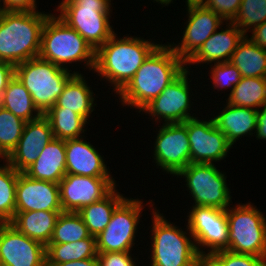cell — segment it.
Listing matches in <instances>:
<instances>
[{
	"mask_svg": "<svg viewBox=\"0 0 266 266\" xmlns=\"http://www.w3.org/2000/svg\"><path fill=\"white\" fill-rule=\"evenodd\" d=\"M45 11H5L0 16V61L16 66L39 56Z\"/></svg>",
	"mask_w": 266,
	"mask_h": 266,
	"instance_id": "3",
	"label": "cell"
},
{
	"mask_svg": "<svg viewBox=\"0 0 266 266\" xmlns=\"http://www.w3.org/2000/svg\"><path fill=\"white\" fill-rule=\"evenodd\" d=\"M153 143V161L164 173L175 176L190 164L187 121L158 126Z\"/></svg>",
	"mask_w": 266,
	"mask_h": 266,
	"instance_id": "13",
	"label": "cell"
},
{
	"mask_svg": "<svg viewBox=\"0 0 266 266\" xmlns=\"http://www.w3.org/2000/svg\"><path fill=\"white\" fill-rule=\"evenodd\" d=\"M144 205L142 199L126 197L115 208L109 224L96 237L97 253L132 252L134 250Z\"/></svg>",
	"mask_w": 266,
	"mask_h": 266,
	"instance_id": "10",
	"label": "cell"
},
{
	"mask_svg": "<svg viewBox=\"0 0 266 266\" xmlns=\"http://www.w3.org/2000/svg\"><path fill=\"white\" fill-rule=\"evenodd\" d=\"M53 138L50 123L44 115L28 121L16 148L5 161L16 171L23 173L36 161L43 148Z\"/></svg>",
	"mask_w": 266,
	"mask_h": 266,
	"instance_id": "19",
	"label": "cell"
},
{
	"mask_svg": "<svg viewBox=\"0 0 266 266\" xmlns=\"http://www.w3.org/2000/svg\"><path fill=\"white\" fill-rule=\"evenodd\" d=\"M185 69L186 63L176 56L169 42L161 43L117 94L119 102L140 113Z\"/></svg>",
	"mask_w": 266,
	"mask_h": 266,
	"instance_id": "1",
	"label": "cell"
},
{
	"mask_svg": "<svg viewBox=\"0 0 266 266\" xmlns=\"http://www.w3.org/2000/svg\"><path fill=\"white\" fill-rule=\"evenodd\" d=\"M132 252H105L97 253L98 266H138ZM133 255V258H132Z\"/></svg>",
	"mask_w": 266,
	"mask_h": 266,
	"instance_id": "39",
	"label": "cell"
},
{
	"mask_svg": "<svg viewBox=\"0 0 266 266\" xmlns=\"http://www.w3.org/2000/svg\"><path fill=\"white\" fill-rule=\"evenodd\" d=\"M154 203L150 200L145 205L150 204L149 209L153 210L151 254L148 256L149 259L151 257L150 266H203L204 258L199 254L188 226L185 225L187 230H184L168 221L163 213L153 207Z\"/></svg>",
	"mask_w": 266,
	"mask_h": 266,
	"instance_id": "4",
	"label": "cell"
},
{
	"mask_svg": "<svg viewBox=\"0 0 266 266\" xmlns=\"http://www.w3.org/2000/svg\"><path fill=\"white\" fill-rule=\"evenodd\" d=\"M190 73V70L185 69L159 96L147 104L141 113L148 114L155 124L159 122L160 126L161 123H183L188 119L195 118L197 115L191 111L194 108L191 98L195 94L191 90L192 79L188 78ZM192 106L193 108H191Z\"/></svg>",
	"mask_w": 266,
	"mask_h": 266,
	"instance_id": "11",
	"label": "cell"
},
{
	"mask_svg": "<svg viewBox=\"0 0 266 266\" xmlns=\"http://www.w3.org/2000/svg\"><path fill=\"white\" fill-rule=\"evenodd\" d=\"M203 266H266V258L219 250L207 255Z\"/></svg>",
	"mask_w": 266,
	"mask_h": 266,
	"instance_id": "36",
	"label": "cell"
},
{
	"mask_svg": "<svg viewBox=\"0 0 266 266\" xmlns=\"http://www.w3.org/2000/svg\"><path fill=\"white\" fill-rule=\"evenodd\" d=\"M201 0H186L185 4L187 3H200Z\"/></svg>",
	"mask_w": 266,
	"mask_h": 266,
	"instance_id": "47",
	"label": "cell"
},
{
	"mask_svg": "<svg viewBox=\"0 0 266 266\" xmlns=\"http://www.w3.org/2000/svg\"><path fill=\"white\" fill-rule=\"evenodd\" d=\"M117 186L103 199L82 207L81 216L91 236L97 237L109 224L115 208L126 198Z\"/></svg>",
	"mask_w": 266,
	"mask_h": 266,
	"instance_id": "26",
	"label": "cell"
},
{
	"mask_svg": "<svg viewBox=\"0 0 266 266\" xmlns=\"http://www.w3.org/2000/svg\"><path fill=\"white\" fill-rule=\"evenodd\" d=\"M44 116L50 123L54 138L77 139L84 137L87 132L86 124L88 125L89 122L73 111L64 110V108H50Z\"/></svg>",
	"mask_w": 266,
	"mask_h": 266,
	"instance_id": "29",
	"label": "cell"
},
{
	"mask_svg": "<svg viewBox=\"0 0 266 266\" xmlns=\"http://www.w3.org/2000/svg\"><path fill=\"white\" fill-rule=\"evenodd\" d=\"M226 103L258 110L266 104V78L242 77L239 83L227 95Z\"/></svg>",
	"mask_w": 266,
	"mask_h": 266,
	"instance_id": "30",
	"label": "cell"
},
{
	"mask_svg": "<svg viewBox=\"0 0 266 266\" xmlns=\"http://www.w3.org/2000/svg\"><path fill=\"white\" fill-rule=\"evenodd\" d=\"M229 62L240 71L242 77L266 78V50L255 44L249 36H244L237 44Z\"/></svg>",
	"mask_w": 266,
	"mask_h": 266,
	"instance_id": "27",
	"label": "cell"
},
{
	"mask_svg": "<svg viewBox=\"0 0 266 266\" xmlns=\"http://www.w3.org/2000/svg\"><path fill=\"white\" fill-rule=\"evenodd\" d=\"M225 104L222 111L216 116L214 114L212 118L216 127L226 135L227 141L233 146L242 136L243 138L254 136L257 127V110Z\"/></svg>",
	"mask_w": 266,
	"mask_h": 266,
	"instance_id": "22",
	"label": "cell"
},
{
	"mask_svg": "<svg viewBox=\"0 0 266 266\" xmlns=\"http://www.w3.org/2000/svg\"><path fill=\"white\" fill-rule=\"evenodd\" d=\"M0 164V223H10L15 216L16 183L19 172L5 160Z\"/></svg>",
	"mask_w": 266,
	"mask_h": 266,
	"instance_id": "33",
	"label": "cell"
},
{
	"mask_svg": "<svg viewBox=\"0 0 266 266\" xmlns=\"http://www.w3.org/2000/svg\"><path fill=\"white\" fill-rule=\"evenodd\" d=\"M56 14L52 13L44 23L39 57L67 70L70 64L81 62L93 73L96 51Z\"/></svg>",
	"mask_w": 266,
	"mask_h": 266,
	"instance_id": "5",
	"label": "cell"
},
{
	"mask_svg": "<svg viewBox=\"0 0 266 266\" xmlns=\"http://www.w3.org/2000/svg\"><path fill=\"white\" fill-rule=\"evenodd\" d=\"M242 0H201L200 3L219 15L225 22L236 17Z\"/></svg>",
	"mask_w": 266,
	"mask_h": 266,
	"instance_id": "38",
	"label": "cell"
},
{
	"mask_svg": "<svg viewBox=\"0 0 266 266\" xmlns=\"http://www.w3.org/2000/svg\"><path fill=\"white\" fill-rule=\"evenodd\" d=\"M0 266H47L46 246L0 223Z\"/></svg>",
	"mask_w": 266,
	"mask_h": 266,
	"instance_id": "17",
	"label": "cell"
},
{
	"mask_svg": "<svg viewBox=\"0 0 266 266\" xmlns=\"http://www.w3.org/2000/svg\"><path fill=\"white\" fill-rule=\"evenodd\" d=\"M190 209L186 224L199 254L205 258L213 252L226 250L228 248L226 210L206 206H191Z\"/></svg>",
	"mask_w": 266,
	"mask_h": 266,
	"instance_id": "12",
	"label": "cell"
},
{
	"mask_svg": "<svg viewBox=\"0 0 266 266\" xmlns=\"http://www.w3.org/2000/svg\"><path fill=\"white\" fill-rule=\"evenodd\" d=\"M23 173L35 180L59 184L66 175L65 140L53 138Z\"/></svg>",
	"mask_w": 266,
	"mask_h": 266,
	"instance_id": "23",
	"label": "cell"
},
{
	"mask_svg": "<svg viewBox=\"0 0 266 266\" xmlns=\"http://www.w3.org/2000/svg\"><path fill=\"white\" fill-rule=\"evenodd\" d=\"M51 211L63 212L59 184L35 180L19 173L16 183L15 212Z\"/></svg>",
	"mask_w": 266,
	"mask_h": 266,
	"instance_id": "18",
	"label": "cell"
},
{
	"mask_svg": "<svg viewBox=\"0 0 266 266\" xmlns=\"http://www.w3.org/2000/svg\"><path fill=\"white\" fill-rule=\"evenodd\" d=\"M209 66L211 68L208 73L211 77L209 82H212V88L217 89L218 92L230 89L231 93L242 78L240 71L230 62L215 63Z\"/></svg>",
	"mask_w": 266,
	"mask_h": 266,
	"instance_id": "37",
	"label": "cell"
},
{
	"mask_svg": "<svg viewBox=\"0 0 266 266\" xmlns=\"http://www.w3.org/2000/svg\"><path fill=\"white\" fill-rule=\"evenodd\" d=\"M116 186L114 178L66 174L59 181L62 210L78 212L82 207L106 197Z\"/></svg>",
	"mask_w": 266,
	"mask_h": 266,
	"instance_id": "16",
	"label": "cell"
},
{
	"mask_svg": "<svg viewBox=\"0 0 266 266\" xmlns=\"http://www.w3.org/2000/svg\"><path fill=\"white\" fill-rule=\"evenodd\" d=\"M5 11H28L37 10L36 0H1Z\"/></svg>",
	"mask_w": 266,
	"mask_h": 266,
	"instance_id": "40",
	"label": "cell"
},
{
	"mask_svg": "<svg viewBox=\"0 0 266 266\" xmlns=\"http://www.w3.org/2000/svg\"><path fill=\"white\" fill-rule=\"evenodd\" d=\"M0 106L26 122L35 120L42 115L35 107L29 91L16 76L8 82L3 92Z\"/></svg>",
	"mask_w": 266,
	"mask_h": 266,
	"instance_id": "28",
	"label": "cell"
},
{
	"mask_svg": "<svg viewBox=\"0 0 266 266\" xmlns=\"http://www.w3.org/2000/svg\"><path fill=\"white\" fill-rule=\"evenodd\" d=\"M216 30L199 48V50L186 62V69L192 70L191 65L201 67L203 64L229 62L231 55L236 50L237 44L245 36L241 29L232 22Z\"/></svg>",
	"mask_w": 266,
	"mask_h": 266,
	"instance_id": "21",
	"label": "cell"
},
{
	"mask_svg": "<svg viewBox=\"0 0 266 266\" xmlns=\"http://www.w3.org/2000/svg\"><path fill=\"white\" fill-rule=\"evenodd\" d=\"M187 20L179 43H169L176 56L185 63L202 44L226 23L219 15L201 3H187Z\"/></svg>",
	"mask_w": 266,
	"mask_h": 266,
	"instance_id": "14",
	"label": "cell"
},
{
	"mask_svg": "<svg viewBox=\"0 0 266 266\" xmlns=\"http://www.w3.org/2000/svg\"><path fill=\"white\" fill-rule=\"evenodd\" d=\"M60 213L51 211L15 212L10 224L27 237L47 246Z\"/></svg>",
	"mask_w": 266,
	"mask_h": 266,
	"instance_id": "25",
	"label": "cell"
},
{
	"mask_svg": "<svg viewBox=\"0 0 266 266\" xmlns=\"http://www.w3.org/2000/svg\"><path fill=\"white\" fill-rule=\"evenodd\" d=\"M90 236L77 212H61L56 220L49 244H64L83 240Z\"/></svg>",
	"mask_w": 266,
	"mask_h": 266,
	"instance_id": "32",
	"label": "cell"
},
{
	"mask_svg": "<svg viewBox=\"0 0 266 266\" xmlns=\"http://www.w3.org/2000/svg\"><path fill=\"white\" fill-rule=\"evenodd\" d=\"M26 121L0 106V162L16 148Z\"/></svg>",
	"mask_w": 266,
	"mask_h": 266,
	"instance_id": "34",
	"label": "cell"
},
{
	"mask_svg": "<svg viewBox=\"0 0 266 266\" xmlns=\"http://www.w3.org/2000/svg\"><path fill=\"white\" fill-rule=\"evenodd\" d=\"M215 164L190 163L181 169L177 178L185 179L187 189L193 199L192 206L215 207L226 210L231 206V189L227 176Z\"/></svg>",
	"mask_w": 266,
	"mask_h": 266,
	"instance_id": "9",
	"label": "cell"
},
{
	"mask_svg": "<svg viewBox=\"0 0 266 266\" xmlns=\"http://www.w3.org/2000/svg\"><path fill=\"white\" fill-rule=\"evenodd\" d=\"M83 73L75 74L66 84L63 92L58 97L56 104L51 108H64L83 116L88 122L95 110L97 103L96 93L83 76ZM96 97V98H95ZM95 102V103H94Z\"/></svg>",
	"mask_w": 266,
	"mask_h": 266,
	"instance_id": "24",
	"label": "cell"
},
{
	"mask_svg": "<svg viewBox=\"0 0 266 266\" xmlns=\"http://www.w3.org/2000/svg\"><path fill=\"white\" fill-rule=\"evenodd\" d=\"M228 248L237 254L266 258V216L251 202L226 209Z\"/></svg>",
	"mask_w": 266,
	"mask_h": 266,
	"instance_id": "8",
	"label": "cell"
},
{
	"mask_svg": "<svg viewBox=\"0 0 266 266\" xmlns=\"http://www.w3.org/2000/svg\"><path fill=\"white\" fill-rule=\"evenodd\" d=\"M86 137L65 140L66 174L95 178H113L109 166Z\"/></svg>",
	"mask_w": 266,
	"mask_h": 266,
	"instance_id": "20",
	"label": "cell"
},
{
	"mask_svg": "<svg viewBox=\"0 0 266 266\" xmlns=\"http://www.w3.org/2000/svg\"><path fill=\"white\" fill-rule=\"evenodd\" d=\"M5 12L2 1L0 0V16Z\"/></svg>",
	"mask_w": 266,
	"mask_h": 266,
	"instance_id": "46",
	"label": "cell"
},
{
	"mask_svg": "<svg viewBox=\"0 0 266 266\" xmlns=\"http://www.w3.org/2000/svg\"><path fill=\"white\" fill-rule=\"evenodd\" d=\"M255 137L257 140H266V104L257 110V127Z\"/></svg>",
	"mask_w": 266,
	"mask_h": 266,
	"instance_id": "42",
	"label": "cell"
},
{
	"mask_svg": "<svg viewBox=\"0 0 266 266\" xmlns=\"http://www.w3.org/2000/svg\"><path fill=\"white\" fill-rule=\"evenodd\" d=\"M114 33L95 52L94 73L109 83L117 95L133 78L148 56L160 45L137 36L119 38ZM151 40V41H150ZM105 79V80H104Z\"/></svg>",
	"mask_w": 266,
	"mask_h": 266,
	"instance_id": "2",
	"label": "cell"
},
{
	"mask_svg": "<svg viewBox=\"0 0 266 266\" xmlns=\"http://www.w3.org/2000/svg\"><path fill=\"white\" fill-rule=\"evenodd\" d=\"M249 38L259 47L266 50V21L250 32Z\"/></svg>",
	"mask_w": 266,
	"mask_h": 266,
	"instance_id": "43",
	"label": "cell"
},
{
	"mask_svg": "<svg viewBox=\"0 0 266 266\" xmlns=\"http://www.w3.org/2000/svg\"><path fill=\"white\" fill-rule=\"evenodd\" d=\"M47 266H98L97 256L95 258H87L84 260H77L59 264H47Z\"/></svg>",
	"mask_w": 266,
	"mask_h": 266,
	"instance_id": "44",
	"label": "cell"
},
{
	"mask_svg": "<svg viewBox=\"0 0 266 266\" xmlns=\"http://www.w3.org/2000/svg\"><path fill=\"white\" fill-rule=\"evenodd\" d=\"M15 76V66L11 63L0 61V101L8 82Z\"/></svg>",
	"mask_w": 266,
	"mask_h": 266,
	"instance_id": "41",
	"label": "cell"
},
{
	"mask_svg": "<svg viewBox=\"0 0 266 266\" xmlns=\"http://www.w3.org/2000/svg\"><path fill=\"white\" fill-rule=\"evenodd\" d=\"M152 1V0H151ZM153 2H157L158 4H161L162 8L165 6H168L169 4L173 3V0H153Z\"/></svg>",
	"mask_w": 266,
	"mask_h": 266,
	"instance_id": "45",
	"label": "cell"
},
{
	"mask_svg": "<svg viewBox=\"0 0 266 266\" xmlns=\"http://www.w3.org/2000/svg\"><path fill=\"white\" fill-rule=\"evenodd\" d=\"M111 7L107 0H62L55 10L96 51L115 33L109 19Z\"/></svg>",
	"mask_w": 266,
	"mask_h": 266,
	"instance_id": "7",
	"label": "cell"
},
{
	"mask_svg": "<svg viewBox=\"0 0 266 266\" xmlns=\"http://www.w3.org/2000/svg\"><path fill=\"white\" fill-rule=\"evenodd\" d=\"M75 74L79 71L61 68L39 56L15 66V76L29 91L42 115L56 104L67 82Z\"/></svg>",
	"mask_w": 266,
	"mask_h": 266,
	"instance_id": "6",
	"label": "cell"
},
{
	"mask_svg": "<svg viewBox=\"0 0 266 266\" xmlns=\"http://www.w3.org/2000/svg\"><path fill=\"white\" fill-rule=\"evenodd\" d=\"M47 264H59L97 256L96 237L89 236L83 240L64 243L48 244L46 246Z\"/></svg>",
	"mask_w": 266,
	"mask_h": 266,
	"instance_id": "31",
	"label": "cell"
},
{
	"mask_svg": "<svg viewBox=\"0 0 266 266\" xmlns=\"http://www.w3.org/2000/svg\"><path fill=\"white\" fill-rule=\"evenodd\" d=\"M266 21V0H242L233 24L237 25L245 36Z\"/></svg>",
	"mask_w": 266,
	"mask_h": 266,
	"instance_id": "35",
	"label": "cell"
},
{
	"mask_svg": "<svg viewBox=\"0 0 266 266\" xmlns=\"http://www.w3.org/2000/svg\"><path fill=\"white\" fill-rule=\"evenodd\" d=\"M199 118V119H198ZM195 117L187 120L190 142V163L215 164L229 157L233 146L215 125L213 118Z\"/></svg>",
	"mask_w": 266,
	"mask_h": 266,
	"instance_id": "15",
	"label": "cell"
}]
</instances>
